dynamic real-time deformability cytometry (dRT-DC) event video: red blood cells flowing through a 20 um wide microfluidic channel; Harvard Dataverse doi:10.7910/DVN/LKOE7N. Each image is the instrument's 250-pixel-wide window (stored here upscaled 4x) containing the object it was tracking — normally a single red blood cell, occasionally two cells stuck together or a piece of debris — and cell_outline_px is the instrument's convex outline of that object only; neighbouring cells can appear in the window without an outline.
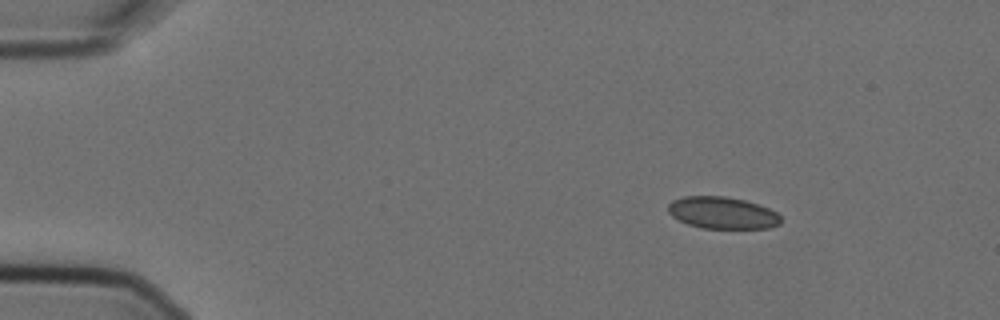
{"species": "Egyptian fruit bat (a non-hibernating species)", "species_latin": "Rousettus aegyptiacus", "temperature_condition": "cold", "stored_images_in_passage": 4, "camera_frame_rate_fps": 3000, "um_per_image_px": 0.085, "animal": {"sex": "female"}, "frame": {"image": 1, "passage_image": 2, "time_ms": 0.333, "image_size_px": [1000, 320], "cell_outline_px": [[780, 224], [772, 228], [700, 228], [688, 224], [672, 216], [668, 212], [668, 204], [672, 200], [684, 196], [724, 196], [744, 200], [768, 208], [776, 212], [780, 216]], "centroid_in_image_um": [61.39, 18.09], "position_along_channel_um": 23.6, "area_um2": 20.92}}